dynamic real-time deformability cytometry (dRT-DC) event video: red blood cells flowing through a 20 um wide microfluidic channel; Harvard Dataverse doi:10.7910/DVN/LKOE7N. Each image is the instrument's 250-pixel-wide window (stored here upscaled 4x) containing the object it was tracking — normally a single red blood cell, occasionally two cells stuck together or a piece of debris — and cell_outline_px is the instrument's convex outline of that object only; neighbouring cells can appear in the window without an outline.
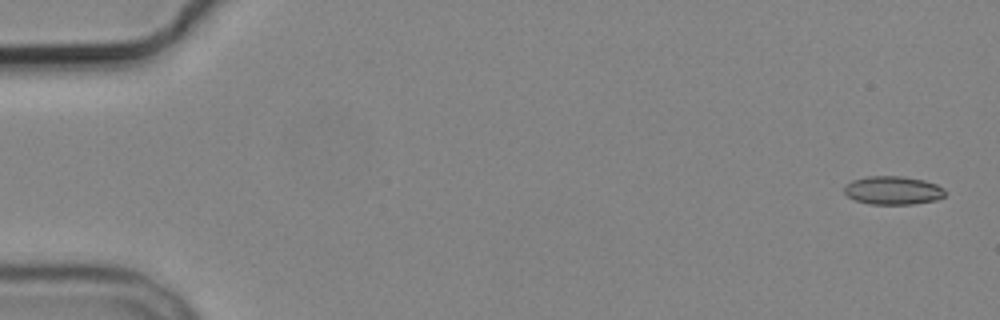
{"species": "common noctule bat (a hibernating species)", "species_latin": "Nyctalus noctula", "temperature_condition": "cold", "stored_images_in_passage": 2, "camera_frame_rate_fps": 3000, "um_per_image_px": 0.085, "animal": {"sex": "male", "body_mass_g": 19.2, "forearm_length_mm": 51.8}, "frame": {"image": 1, "passage_image": 1, "time_ms": 0.0, "image_size_px": [1000, 320], "cell_outline_px": [[944, 196], [936, 200], [912, 204], [868, 204], [856, 200], [848, 196], [844, 192], [844, 188], [852, 180], [868, 176], [900, 176], [924, 180], [936, 184], [944, 188]], "centroid_in_image_um": [75.9, 16.18], "position_along_channel_um": 9.1, "area_um2": 16.59}}